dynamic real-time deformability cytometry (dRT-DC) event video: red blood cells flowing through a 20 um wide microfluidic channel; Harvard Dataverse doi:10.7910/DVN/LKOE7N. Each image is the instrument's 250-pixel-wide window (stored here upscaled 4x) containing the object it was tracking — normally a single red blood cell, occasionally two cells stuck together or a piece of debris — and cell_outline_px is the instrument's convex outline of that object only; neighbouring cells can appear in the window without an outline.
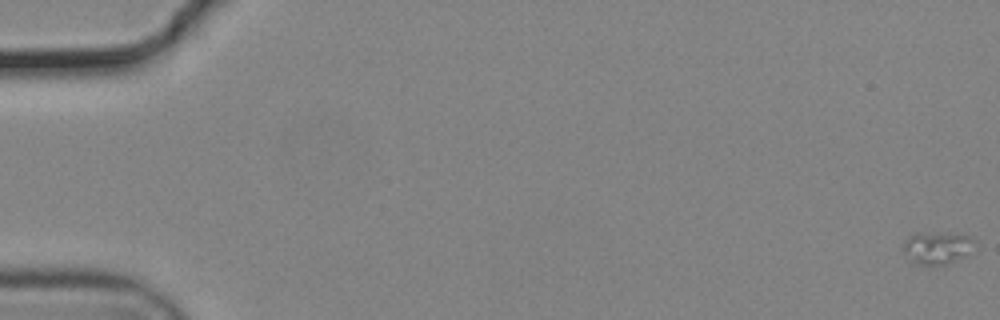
{"species": "common noctule bat (a hibernating species)", "species_latin": "Nyctalus noctula", "temperature_condition": "cold", "stored_images_in_passage": 57, "camera_frame_rate_fps": 3000, "um_per_image_px": 0.085, "animal": {"sex": "male", "body_mass_g": 19.2, "forearm_length_mm": 51.8}, "frame": {"image": 1, "passage_image": 1, "time_ms": 0.0, "image_size_px": [1000, 320], "cell_outline_px": [[980, 248], [968, 256], [948, 264], [912, 264], [904, 252], [904, 244], [908, 236], [944, 232], [968, 236], [976, 240]], "centroid_in_image_um": [79.81, 21.09], "position_along_channel_um": 5.2, "area_um2": 13.81}}
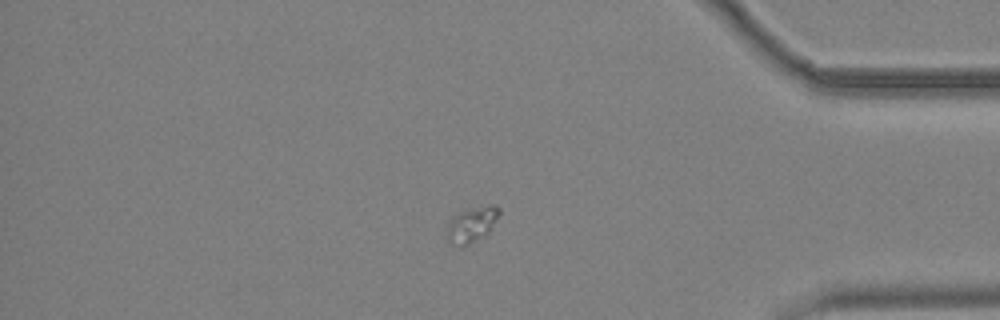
{"frame": {"image": 2, "passage_image": 49, "time_ms": 16.0, "image_size_px": [1000, 320], "cell_outline_px": [[500, 212], [488, 232], [468, 244], [460, 248], [448, 244], [448, 228], [452, 216], [460, 212], [492, 204], [500, 208]], "centroid_in_image_um": [40.07, 19.11], "position_along_channel_um": 395.1, "area_um2": 10.4}}
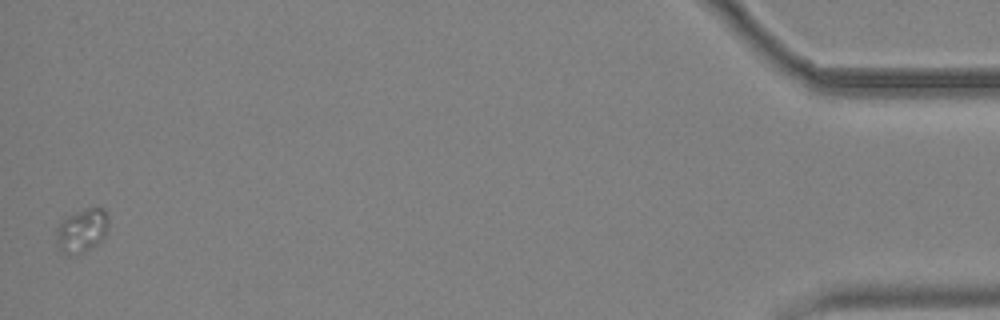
{"frame": {"image": 3, "passage_image": 57, "time_ms": 18.667, "image_size_px": [1000, 320], "cell_outline_px": [[108, 228], [104, 236], [96, 244], [84, 252], [76, 256], [68, 256], [56, 248], [56, 232], [60, 220], [76, 212], [88, 208], [104, 208], [108, 212]], "centroid_in_image_um": [6.93, 19.62], "position_along_channel_um": 428.3, "area_um2": 13.58}}